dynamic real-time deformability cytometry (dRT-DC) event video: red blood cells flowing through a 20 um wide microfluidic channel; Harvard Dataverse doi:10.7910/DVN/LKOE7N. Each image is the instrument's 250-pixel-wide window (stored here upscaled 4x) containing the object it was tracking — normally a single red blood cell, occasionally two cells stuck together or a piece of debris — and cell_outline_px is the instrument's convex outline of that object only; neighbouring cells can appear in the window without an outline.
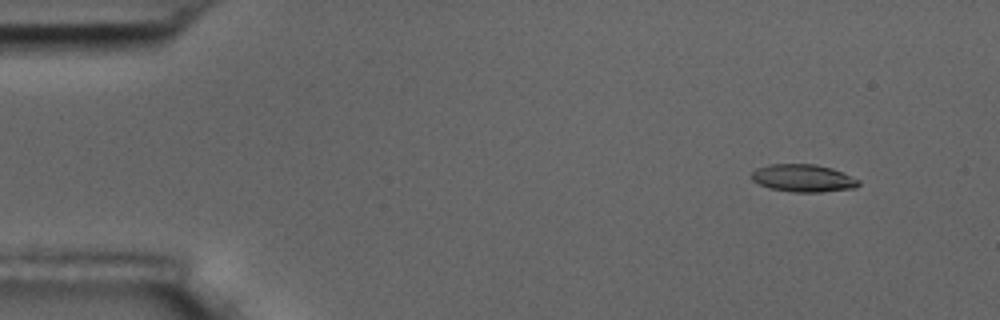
{"species": "common noctule bat (a hibernating species)", "species_latin": "Nyctalus noctula", "temperature_condition": "room temperature", "stored_images_in_passage": 5, "camera_frame_rate_fps": 3000, "um_per_image_px": 0.085, "animal": {"sex": "male", "body_mass_g": 17.5, "forearm_length_mm": 52.3}, "frame": {"image": 1, "passage_image": 2, "time_ms": 1.0, "image_size_px": [1000, 320], "cell_outline_px": [[860, 184], [856, 188], [820, 192], [792, 192], [768, 188], [752, 180], [752, 172], [756, 168], [768, 164], [816, 164], [832, 168], [860, 180]], "centroid_in_image_um": [68.27, 15.14], "position_along_channel_um": 16.7, "area_um2": 17.28}}
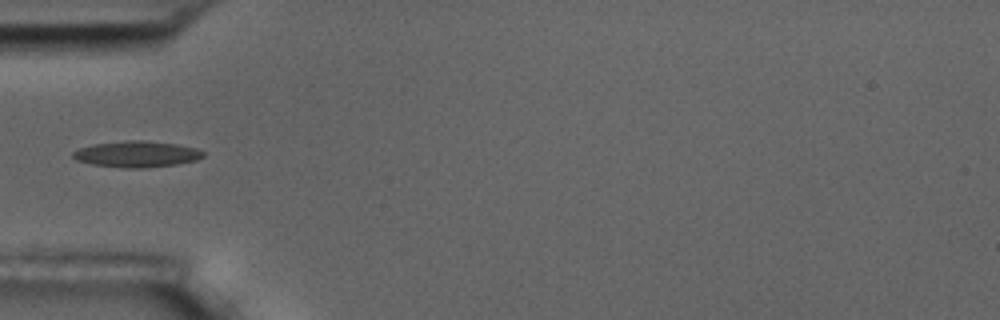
{"frame": {"image": 2, "passage_image": 5, "time_ms": 5.333, "image_size_px": [1000, 320], "cell_outline_px": [[204, 156], [196, 160], [176, 164], [144, 168], [124, 168], [92, 164], [76, 160], [72, 156], [72, 152], [80, 148], [92, 144], [124, 140], [144, 140], [176, 144], [196, 148], [204, 152]], "centroid_in_image_um": [11.6, 13.09], "position_along_channel_um": 73.4, "area_um2": 19.88}}